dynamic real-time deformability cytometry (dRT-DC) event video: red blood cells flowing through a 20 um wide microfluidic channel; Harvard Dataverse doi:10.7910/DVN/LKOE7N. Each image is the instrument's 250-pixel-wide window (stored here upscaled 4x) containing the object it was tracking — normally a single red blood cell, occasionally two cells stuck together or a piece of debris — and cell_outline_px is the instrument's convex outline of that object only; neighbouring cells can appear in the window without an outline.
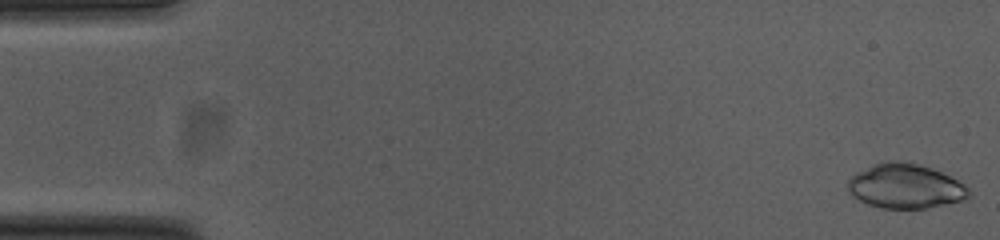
{"species": "common noctule bat (a hibernating species)", "species_latin": "Nyctalus noctula", "temperature_condition": "cold", "stored_images_in_passage": 9, "camera_frame_rate_fps": 3000, "um_per_image_px": 0.085, "animal": {"sex": "female", "body_mass_g": 23.0, "forearm_length_mm": 53.4}, "frame": {"image": 1, "passage_image": 1, "time_ms": 0.0, "image_size_px": [1000, 240], "cell_outline_px": [[972, 196], [960, 200], [928, 208], [880, 208], [868, 204], [852, 196], [848, 188], [848, 180], [856, 172], [872, 164], [884, 160], [904, 160], [920, 164], [932, 168], [964, 184], [968, 188]], "centroid_in_image_um": [76.92, 15.8], "position_along_channel_um": 8.1, "area_um2": 31.5}}